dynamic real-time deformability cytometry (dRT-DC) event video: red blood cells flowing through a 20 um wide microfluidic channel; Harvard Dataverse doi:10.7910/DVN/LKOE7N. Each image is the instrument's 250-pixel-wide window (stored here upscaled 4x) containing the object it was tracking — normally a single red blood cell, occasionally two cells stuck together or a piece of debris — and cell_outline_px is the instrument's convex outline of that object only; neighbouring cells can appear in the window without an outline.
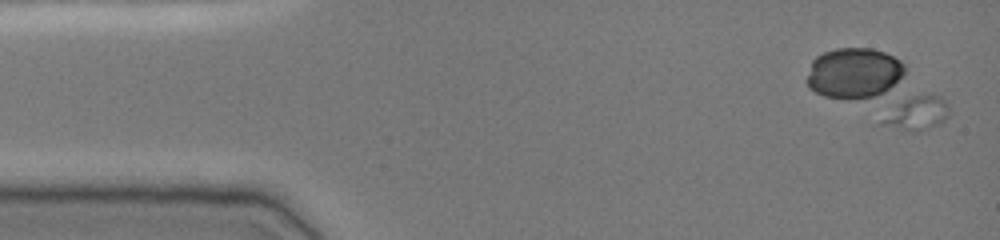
{"species": "common noctule bat (a hibernating species)", "species_latin": "Nyctalus noctula", "temperature_condition": "cold", "stored_images_in_passage": 2, "camera_frame_rate_fps": 3000, "um_per_image_px": 0.085, "animal": {"sex": "female", "body_mass_g": 19.0, "forearm_length_mm": 51.5}, "frame": {"image": 1, "passage_image": 2, "time_ms": 0.333, "image_size_px": [1000, 240], "cell_outline_px": [[948, 116], [924, 132], [908, 132], [880, 124], [900, 104], [912, 96], [932, 92], [940, 96], [944, 100], [948, 108]], "centroid_in_image_um": [78.03, 9.64], "position_along_channel_um": 7.0, "area_um2": 12.66}}